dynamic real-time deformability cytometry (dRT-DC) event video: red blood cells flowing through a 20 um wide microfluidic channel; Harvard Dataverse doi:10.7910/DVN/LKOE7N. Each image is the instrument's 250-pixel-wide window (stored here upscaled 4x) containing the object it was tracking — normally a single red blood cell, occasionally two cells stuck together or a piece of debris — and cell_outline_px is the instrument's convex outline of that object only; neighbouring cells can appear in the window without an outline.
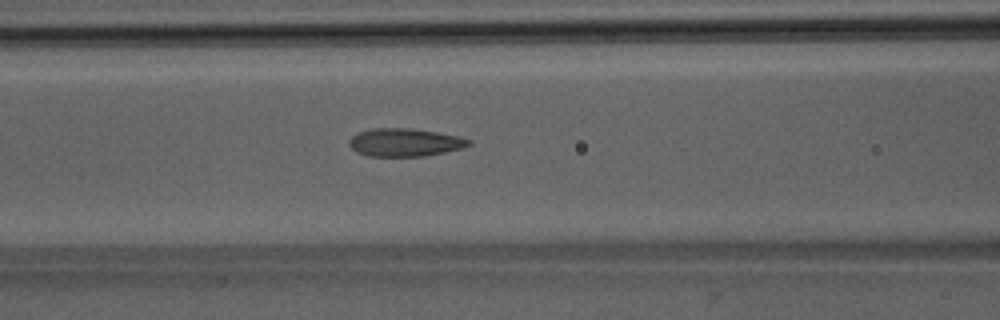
{"species": "Egyptian fruit bat (a non-hibernating species)", "species_latin": "Rousettus aegyptiacus", "temperature_condition": "room temperature", "stored_images_in_passage": 35, "camera_frame_rate_fps": 3000, "um_per_image_px": 0.085, "animal": {"sex": "male"}, "frame": {"image": 1, "passage_image": 5, "time_ms": 1.333, "image_size_px": [1000, 320], "cell_outline_px": [[472, 144], [464, 148], [424, 156], [368, 156], [356, 152], [348, 144], [348, 140], [352, 136], [360, 132], [372, 128], [408, 128], [436, 132], [456, 136], [472, 140]], "centroid_in_image_um": [34.4, 12.11], "position_along_channel_um": 132.2, "area_um2": 19.48}}
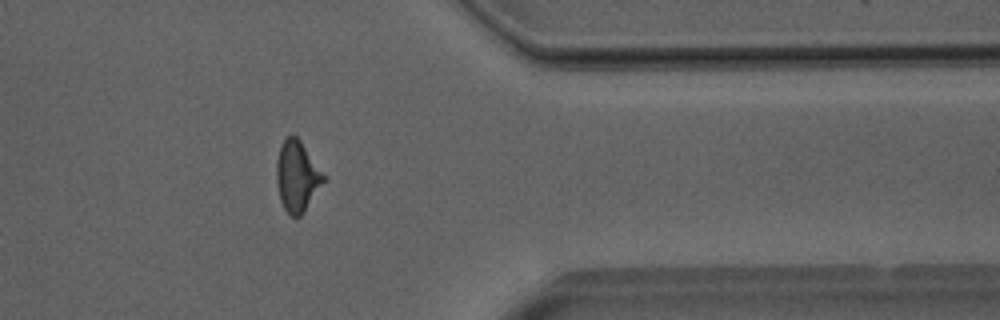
{"frame": {"image": 2, "passage_image": 25, "time_ms": 8.0, "image_size_px": [1000, 320], "cell_outline_px": [[324, 180], [304, 212], [300, 216], [292, 216], [284, 208], [280, 200], [276, 180], [276, 160], [280, 144], [288, 136], [296, 136], [300, 140], [324, 176]], "centroid_in_image_um": [25.2, 14.98], "position_along_channel_um": 386.2, "area_um2": 18.9}}
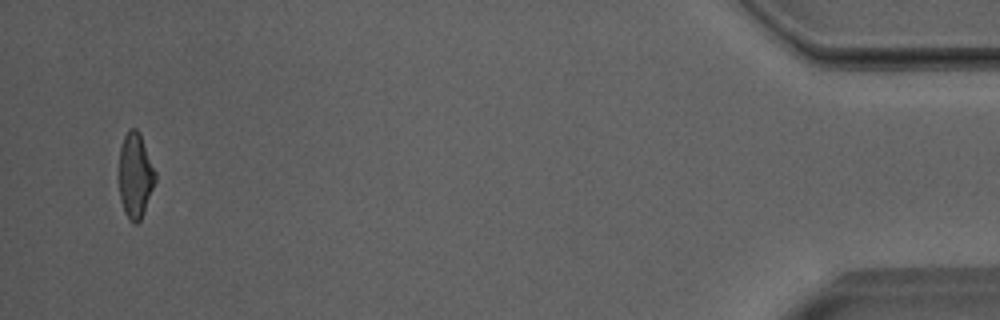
{"frame": {"image": 3, "passage_image": 33, "time_ms": 10.667, "image_size_px": [1000, 320], "cell_outline_px": [[156, 180], [144, 212], [140, 220], [136, 224], [132, 224], [128, 220], [124, 212], [120, 200], [120, 148], [124, 136], [128, 128], [136, 128], [140, 132], [156, 172]], "centroid_in_image_um": [11.51, 14.92], "position_along_channel_um": 423.7, "area_um2": 18.09}}